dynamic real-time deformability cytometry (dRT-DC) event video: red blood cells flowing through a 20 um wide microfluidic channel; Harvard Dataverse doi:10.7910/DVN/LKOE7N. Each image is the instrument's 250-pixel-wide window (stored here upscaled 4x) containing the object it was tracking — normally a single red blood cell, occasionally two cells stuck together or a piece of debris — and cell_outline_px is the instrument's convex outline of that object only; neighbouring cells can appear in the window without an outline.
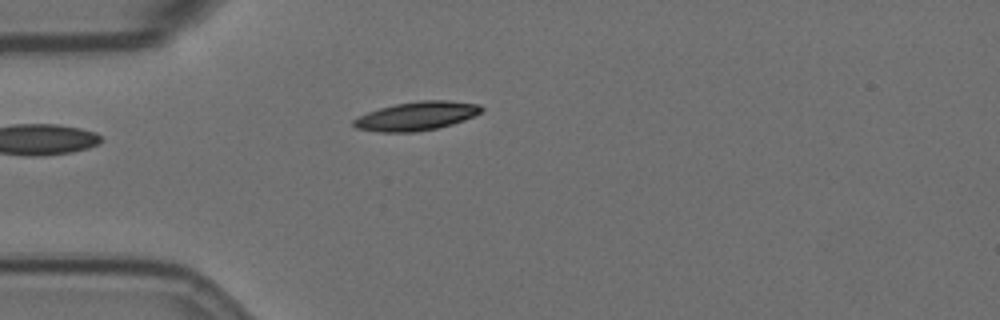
{"species": "Egyptian fruit bat (a non-hibernating species)", "species_latin": "Rousettus aegyptiacus", "temperature_condition": "room temperature", "stored_images_in_passage": 37, "camera_frame_rate_fps": 3000, "um_per_image_px": 0.085, "animal": {"sex": "female"}, "frame": {"image": 1, "passage_image": 1, "time_ms": 0.0, "image_size_px": [1000, 320], "cell_outline_px": [[484, 108], [480, 112], [464, 120], [452, 124], [436, 128], [416, 132], [380, 132], [356, 128], [352, 124], [352, 120], [368, 112], [380, 108], [396, 104], [420, 100], [448, 100], [480, 104]], "centroid_in_image_um": [35.41, 9.86], "position_along_channel_um": 49.6, "area_um2": 21.27}}
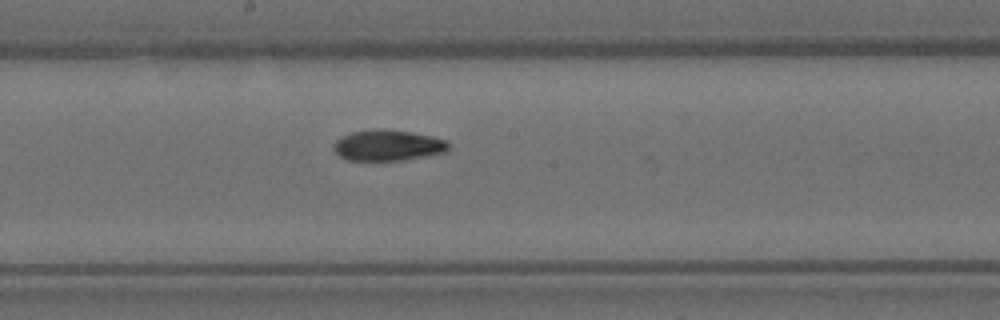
{"frame": {"image": 2, "passage_image": 16, "time_ms": 5.0, "image_size_px": [1000, 320], "cell_outline_px": [[448, 148], [444, 152], [404, 160], [348, 160], [340, 156], [332, 148], [336, 140], [352, 132], [376, 128], [384, 128], [412, 132], [432, 136], [444, 140], [448, 144]], "centroid_in_image_um": [32.94, 12.34], "position_along_channel_um": 215.3, "area_um2": 20.52}}
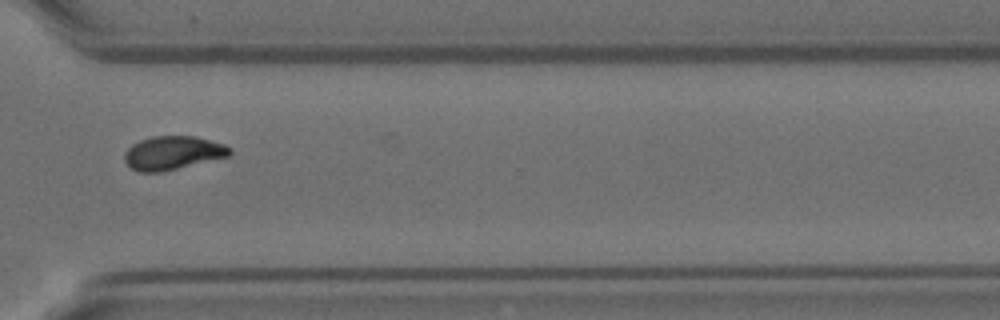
{"frame": {"image": 3, "passage_image": 28, "time_ms": 9.0, "image_size_px": [1000, 320], "cell_outline_px": [[232, 152], [228, 156], [160, 172], [136, 172], [124, 160], [124, 152], [132, 144], [140, 140], [152, 136], [196, 136], [224, 144], [232, 148]], "centroid_in_image_um": [14.67, 12.98], "position_along_channel_um": 355.9, "area_um2": 20.52}, "authors_computed_cell_mechanics": {"area_um2": 20.6924, "velocity_mm_per_s": 3.5308, "shape_relaxation_time_tau1_ms": 4.6003, "shape_relaxation_time_tau2_ms": 5.0205, "deformation_change_tau1": 0.1568, "deformation_change_tau2": 0.0883}}